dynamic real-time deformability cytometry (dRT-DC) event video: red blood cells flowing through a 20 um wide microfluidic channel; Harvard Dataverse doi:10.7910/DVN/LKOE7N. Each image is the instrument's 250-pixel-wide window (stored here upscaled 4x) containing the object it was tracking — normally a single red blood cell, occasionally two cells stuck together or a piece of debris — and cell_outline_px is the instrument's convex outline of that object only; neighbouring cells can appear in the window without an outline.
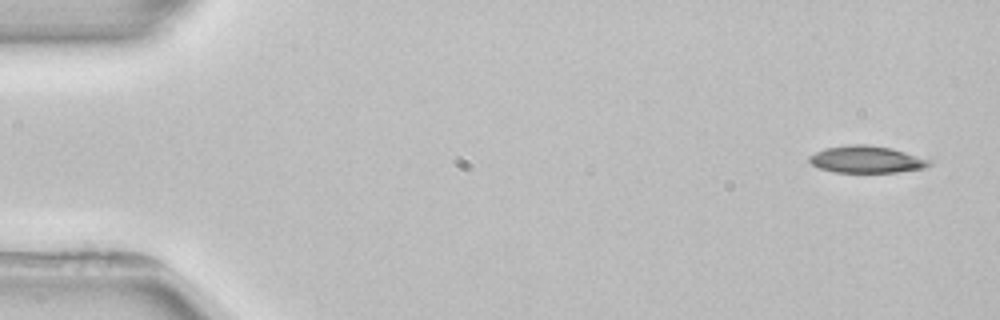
{"species": "common noctule bat (a hibernating species)", "species_latin": "Nyctalus noctula", "temperature_condition": "room temperature", "stored_images_in_passage": 4, "camera_frame_rate_fps": 3000, "um_per_image_px": 0.085, "animal": {"sex": "female", "body_mass_g": 22.7, "forearm_length_mm": 54.2}, "frame": {"image": 1, "passage_image": 1, "time_ms": 0.0, "image_size_px": [1000, 320], "cell_outline_px": [[936, 160], [932, 164], [924, 168], [896, 172], [832, 172], [820, 168], [812, 164], [808, 160], [808, 156], [824, 148], [848, 144], [864, 144], [892, 148]], "centroid_in_image_um": [73.7, 13.54], "position_along_channel_um": 11.3, "area_um2": 19.19}}
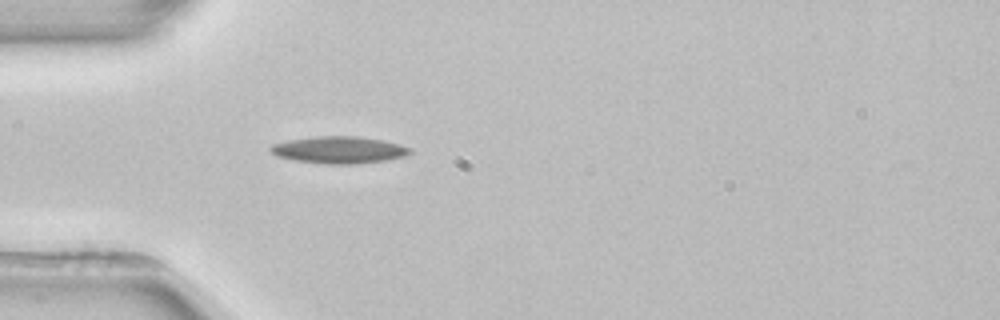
{"frame": {"image": 2, "passage_image": 4, "time_ms": 4.333, "image_size_px": [1000, 320], "cell_outline_px": [[412, 152], [404, 156], [384, 160], [356, 164], [320, 164], [292, 160], [276, 156], [268, 148], [272, 144], [288, 140], [316, 136], [360, 136], [400, 144], [412, 148]], "centroid_in_image_um": [28.78, 12.74], "position_along_channel_um": 56.2, "area_um2": 22.08}}